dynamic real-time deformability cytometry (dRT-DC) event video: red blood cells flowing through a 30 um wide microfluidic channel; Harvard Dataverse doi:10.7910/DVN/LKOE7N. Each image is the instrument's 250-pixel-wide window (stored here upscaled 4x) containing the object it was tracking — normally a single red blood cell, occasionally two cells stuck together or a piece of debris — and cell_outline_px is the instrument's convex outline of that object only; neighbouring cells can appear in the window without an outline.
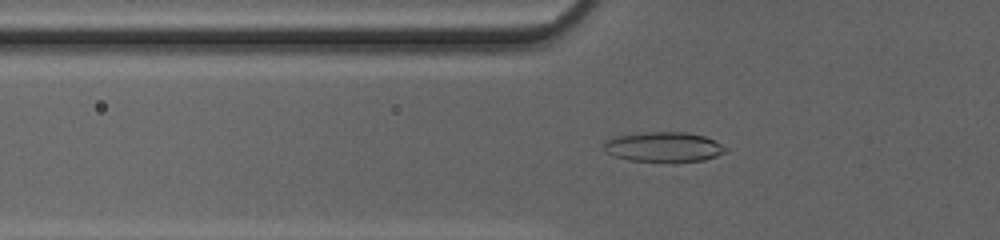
{"species": "common noctule bat (a hibernating species)", "species_latin": "Nyctalus noctula", "temperature_condition": "cold", "stored_images_in_passage": 51, "camera_frame_rate_fps": 3000, "um_per_image_px": 0.085, "animal": {"sex": "female", "body_mass_g": 20.0, "forearm_length_mm": 54.0}, "frame": {"image": 1, "passage_image": 20, "time_ms": 6.333, "image_size_px": [1000, 240], "cell_outline_px": [[728, 152], [704, 160], [628, 160], [612, 156], [604, 152], [604, 140], [616, 136], [644, 132], [688, 132], [704, 136], [728, 148]], "centroid_in_image_um": [56.37, 12.47], "position_along_channel_um": 69.4, "area_um2": 20.92}}
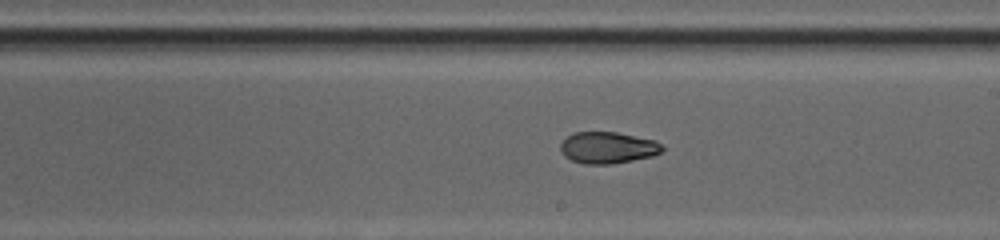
{"frame": {"image": 2, "passage_image": 32, "time_ms": 10.333, "image_size_px": [1000, 240], "cell_outline_px": [[664, 148], [660, 152], [652, 156], [612, 164], [584, 164], [572, 160], [564, 156], [560, 152], [560, 144], [572, 132], [616, 132], [656, 140]], "centroid_in_image_um": [51.64, 12.55], "position_along_channel_um": 237.4, "area_um2": 18.73}}
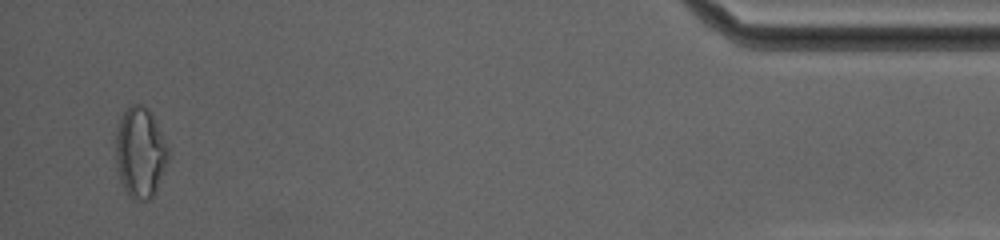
{"frame": {"image": 3, "passage_image": 50, "time_ms": 16.333, "image_size_px": [1000, 240], "cell_outline_px": [[168, 156], [156, 192], [148, 200], [136, 200], [120, 184], [116, 168], [116, 132], [120, 120], [124, 112], [132, 104], [144, 104], [148, 108], [168, 148]], "centroid_in_image_um": [11.89, 12.97], "position_along_channel_um": 423.3, "area_um2": 27.22}, "authors_computed_cell_mechanics": {"area_um2": 21.2126, "velocity_mm_per_s": 4.2519, "shape_relaxation_time_tau1_ms": null, "shape_relaxation_time_tau2_ms": 2.7701, "deformation_change_tau1": null, "deformation_change_tau2": 0.0796}}